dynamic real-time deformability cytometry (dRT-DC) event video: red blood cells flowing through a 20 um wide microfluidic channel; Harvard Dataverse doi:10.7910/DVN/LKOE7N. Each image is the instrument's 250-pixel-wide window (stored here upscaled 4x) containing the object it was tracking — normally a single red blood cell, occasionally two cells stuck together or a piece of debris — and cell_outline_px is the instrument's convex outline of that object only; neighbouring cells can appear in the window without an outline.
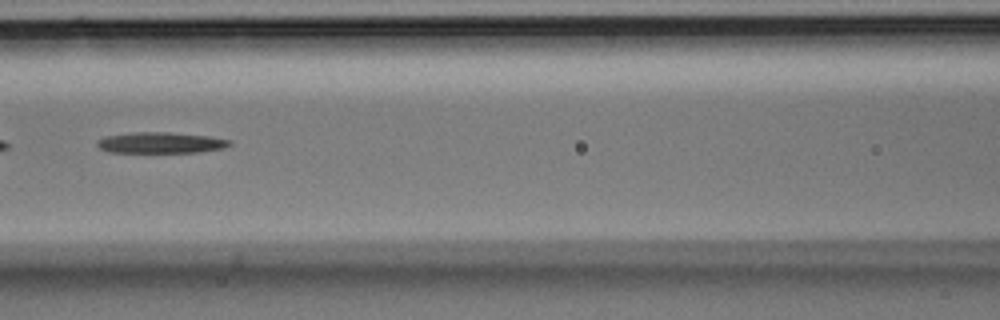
{"species": "Egyptian fruit bat (a non-hibernating species)", "species_latin": "Rousettus aegyptiacus", "temperature_condition": "room temperature", "stored_images_in_passage": 5, "camera_frame_rate_fps": 3000, "um_per_image_px": 0.085, "animal": {"sex": "male"}, "frame": {"image": 1, "passage_image": 5, "time_ms": 1.333, "image_size_px": [1000, 320], "cell_outline_px": [[232, 144], [224, 148], [200, 152], [108, 152], [100, 148], [96, 144], [96, 140], [104, 136], [132, 132], [168, 132], [208, 136], [232, 140]], "centroid_in_image_um": [13.65, 12.12], "position_along_channel_um": 153.0, "area_um2": 16.3}}